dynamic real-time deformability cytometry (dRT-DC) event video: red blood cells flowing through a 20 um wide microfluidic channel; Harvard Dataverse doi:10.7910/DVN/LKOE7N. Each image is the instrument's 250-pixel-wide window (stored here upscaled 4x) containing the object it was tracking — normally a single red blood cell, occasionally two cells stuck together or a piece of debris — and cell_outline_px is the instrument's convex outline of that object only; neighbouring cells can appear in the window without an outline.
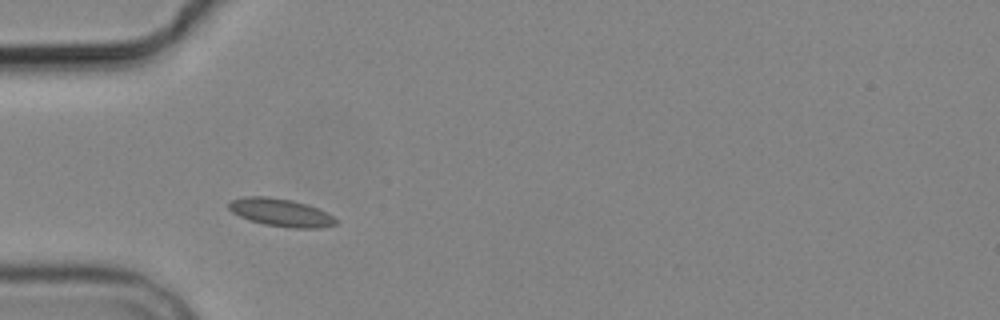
{"species": "common noctule bat (a hibernating species)", "species_latin": "Nyctalus noctula", "temperature_condition": "cold", "stored_images_in_passage": 3, "camera_frame_rate_fps": 3000, "um_per_image_px": 0.085, "animal": {"sex": "male", "body_mass_g": 19.2, "forearm_length_mm": 51.8}, "frame": {"image": 1, "passage_image": 2, "time_ms": 2.333, "image_size_px": [1000, 320], "cell_outline_px": [[336, 224], [320, 228], [292, 228], [264, 224], [248, 220], [232, 212], [228, 208], [228, 204], [232, 200], [244, 196], [268, 196], [292, 200], [308, 204], [332, 216], [336, 220]], "centroid_in_image_um": [23.83, 18.06], "position_along_channel_um": 61.2, "area_um2": 17.28}}
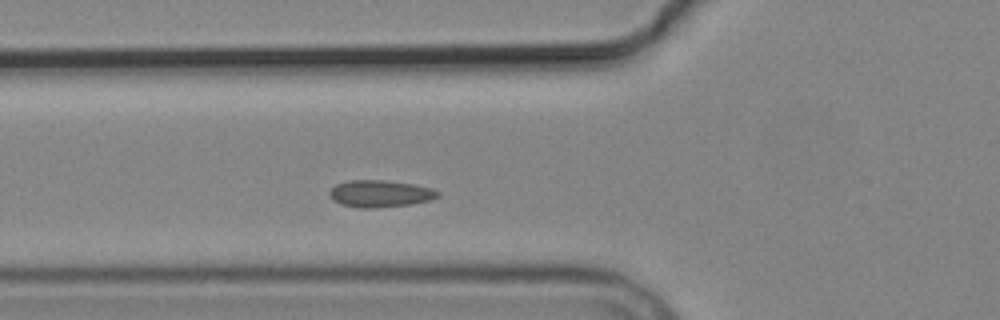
{"frame": {"image": 2, "passage_image": 3, "time_ms": 3.333, "image_size_px": [1000, 320], "cell_outline_px": [[440, 196], [428, 200], [408, 204], [376, 208], [360, 208], [340, 204], [332, 200], [328, 192], [336, 184], [348, 180], [384, 180], [416, 184], [432, 188], [440, 192]], "centroid_in_image_um": [32.29, 16.45], "position_along_channel_um": 93.5, "area_um2": 17.11}}